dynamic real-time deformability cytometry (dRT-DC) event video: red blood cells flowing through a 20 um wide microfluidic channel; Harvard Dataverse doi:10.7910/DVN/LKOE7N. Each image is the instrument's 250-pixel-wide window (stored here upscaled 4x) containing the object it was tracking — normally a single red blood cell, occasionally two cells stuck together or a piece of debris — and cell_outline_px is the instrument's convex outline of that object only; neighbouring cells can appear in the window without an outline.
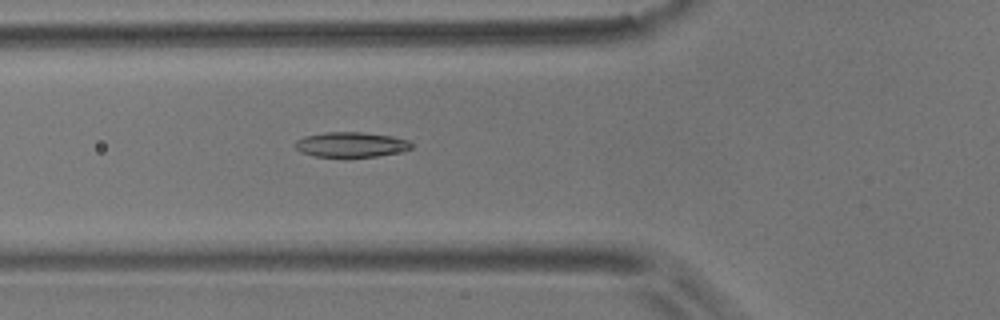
{"species": "common noctule bat (a hibernating species)", "species_latin": "Nyctalus noctula", "temperature_condition": "room temperature", "stored_images_in_passage": 5, "camera_frame_rate_fps": 3000, "um_per_image_px": 0.085, "animal": {"sex": "male", "body_mass_g": 17.9}, "frame": {"image": 1, "passage_image": 5, "time_ms": 4.667, "image_size_px": [1000, 320], "cell_outline_px": [[412, 148], [404, 152], [376, 156], [316, 156], [300, 152], [296, 148], [296, 140], [304, 136], [328, 132], [360, 132], [392, 136], [408, 140], [412, 144]], "centroid_in_image_um": [29.88, 12.28], "position_along_channel_um": 95.9, "area_um2": 16.82}}